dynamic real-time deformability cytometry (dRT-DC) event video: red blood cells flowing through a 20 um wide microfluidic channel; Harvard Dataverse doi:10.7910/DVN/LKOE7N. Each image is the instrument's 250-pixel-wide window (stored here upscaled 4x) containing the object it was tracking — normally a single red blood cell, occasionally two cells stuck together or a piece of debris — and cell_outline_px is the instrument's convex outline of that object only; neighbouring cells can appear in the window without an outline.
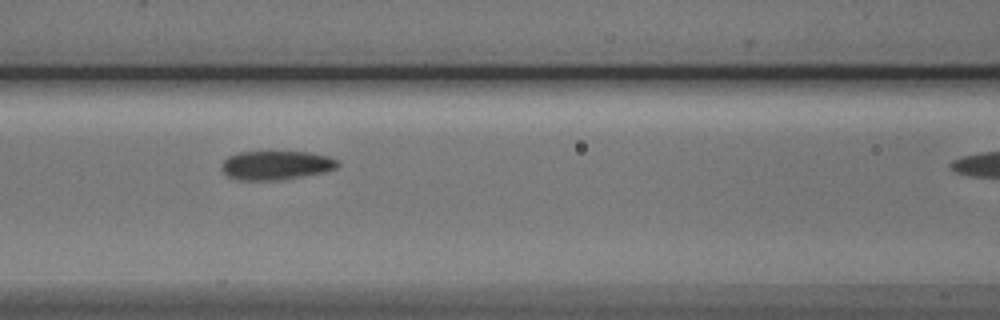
{"species": "Egyptian fruit bat (a non-hibernating species)", "species_latin": "Rousettus aegyptiacus", "temperature_condition": "cold", "stored_images_in_passage": 9, "camera_frame_rate_fps": 3000, "um_per_image_px": 0.085, "animal": {"sex": "male"}, "frame": {"image": 1, "passage_image": 8, "time_ms": 9.333, "image_size_px": [1000, 320], "cell_outline_px": [[340, 164], [336, 168], [324, 172], [280, 180], [240, 180], [228, 176], [224, 172], [224, 160], [228, 156], [240, 152], [268, 148], [308, 152], [328, 156], [336, 160]], "centroid_in_image_um": [23.48, 13.98], "position_along_channel_um": 143.1, "area_um2": 20.29}}